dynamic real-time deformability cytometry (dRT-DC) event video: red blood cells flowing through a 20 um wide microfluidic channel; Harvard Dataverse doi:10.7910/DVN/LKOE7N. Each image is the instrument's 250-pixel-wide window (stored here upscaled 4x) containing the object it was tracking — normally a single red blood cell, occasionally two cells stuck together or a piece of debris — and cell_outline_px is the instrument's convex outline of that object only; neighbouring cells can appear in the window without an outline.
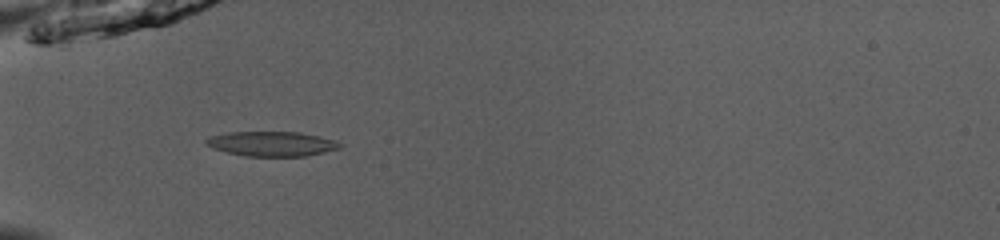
{"species": "common noctule bat (a hibernating species)", "species_latin": "Nyctalus noctula", "temperature_condition": "room temperature", "stored_images_in_passage": 36, "camera_frame_rate_fps": 3000, "um_per_image_px": 0.085, "animal": {"sex": "male", "body_mass_g": 13.0, "forearm_length_mm": 53.1}, "frame": {"image": 1, "passage_image": 2, "time_ms": 0.333, "image_size_px": [1000, 240], "cell_outline_px": [[344, 144], [340, 148], [324, 152], [304, 156], [244, 156], [212, 148], [204, 140], [212, 136], [228, 132], [300, 132], [320, 136], [336, 140]], "centroid_in_image_um": [23.15, 12.22], "position_along_channel_um": 61.8, "area_um2": 19.25}}
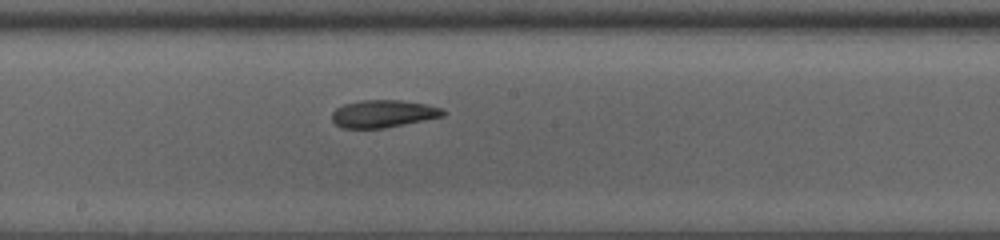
{"frame": {"image": 2, "passage_image": 14, "time_ms": 4.333, "image_size_px": [1000, 240], "cell_outline_px": [[448, 112], [444, 116], [384, 128], [340, 128], [332, 120], [332, 112], [336, 108], [344, 104], [360, 100], [400, 100], [424, 104], [440, 108]], "centroid_in_image_um": [32.55, 9.67], "position_along_channel_um": 215.7, "area_um2": 17.74}}
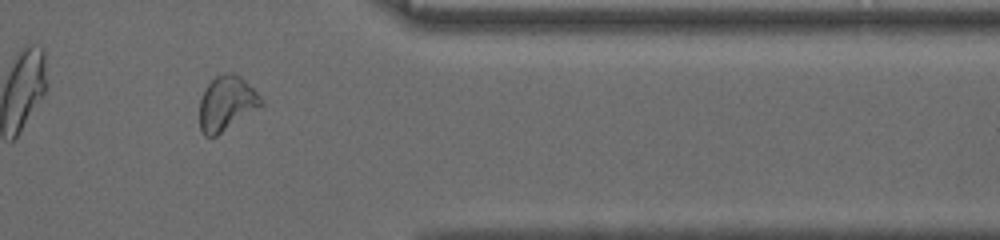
{"frame": {"image": 3, "passage_image": 28, "time_ms": 9.0, "image_size_px": [1000, 240], "cell_outline_px": [[264, 104], [216, 136], [204, 136], [200, 128], [200, 100], [208, 84], [216, 76], [228, 72], [232, 72], [240, 76], [264, 100]], "centroid_in_image_um": [19.26, 8.78], "position_along_channel_um": 392.1, "area_um2": 19.25}, "authors_computed_cell_mechanics": {"area_um2": 18.7561, "velocity_mm_per_s": 3.9709, "shape_relaxation_time_tau1_ms": 10.2428, "shape_relaxation_time_tau2_ms": 2.5574, "deformation_change_tau1": 0.1984, "deformation_change_tau2": 0.091}}